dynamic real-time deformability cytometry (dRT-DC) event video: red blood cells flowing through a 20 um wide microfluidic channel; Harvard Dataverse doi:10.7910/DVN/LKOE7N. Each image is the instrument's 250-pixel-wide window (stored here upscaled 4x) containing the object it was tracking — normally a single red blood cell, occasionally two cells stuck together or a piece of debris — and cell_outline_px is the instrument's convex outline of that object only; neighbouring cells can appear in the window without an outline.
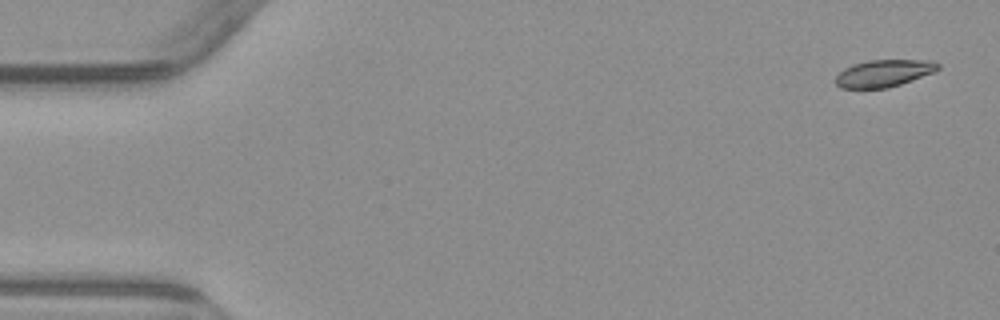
{"species": "common noctule bat (a hibernating species)", "species_latin": "Nyctalus noctula", "temperature_condition": "warm", "stored_images_in_passage": 5, "camera_frame_rate_fps": 3000, "um_per_image_px": 0.085, "animal": {"sex": "male", "body_mass_g": 23.1, "forearm_length_mm": 52.7}, "frame": {"image": 1, "passage_image": 1, "time_ms": 0.0, "image_size_px": [1000, 320], "cell_outline_px": [[940, 68], [936, 72], [888, 88], [840, 88], [836, 84], [836, 76], [844, 68], [852, 64], [868, 60], [932, 60], [940, 64]], "centroid_in_image_um": [75.15, 6.22], "position_along_channel_um": 9.8, "area_um2": 16.3}}
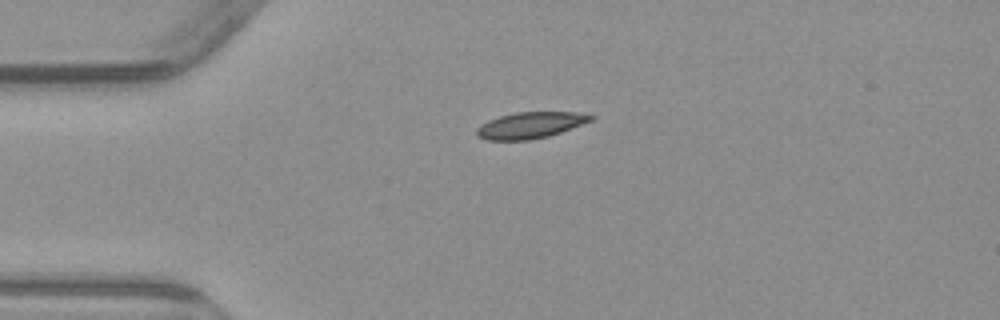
{"frame": {"image": 2, "passage_image": 4, "time_ms": 3.667, "image_size_px": [1000, 320], "cell_outline_px": [[596, 116], [592, 120], [560, 132], [548, 136], [528, 140], [488, 140], [476, 136], [476, 128], [488, 120], [500, 116], [516, 112], [576, 112]], "centroid_in_image_um": [45.05, 10.64], "position_along_channel_um": 40.0, "area_um2": 17.34}}